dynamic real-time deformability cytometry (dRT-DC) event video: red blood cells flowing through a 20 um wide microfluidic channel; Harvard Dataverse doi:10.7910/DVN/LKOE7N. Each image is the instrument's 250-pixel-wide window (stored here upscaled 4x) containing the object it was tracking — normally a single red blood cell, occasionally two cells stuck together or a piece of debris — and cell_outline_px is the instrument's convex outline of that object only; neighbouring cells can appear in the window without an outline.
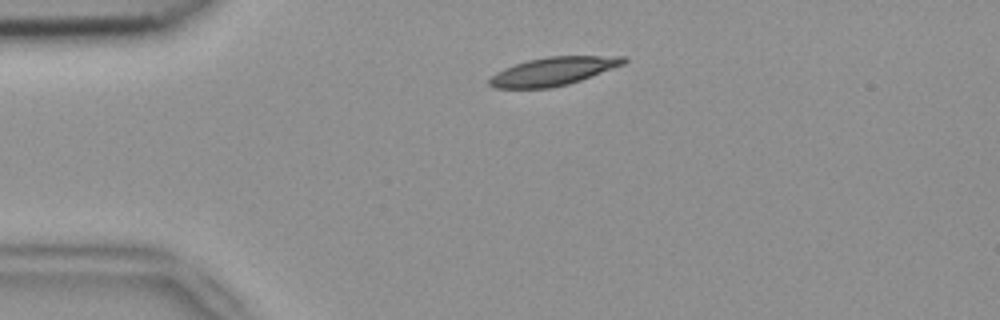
{"species": "common noctule bat (a hibernating species)", "species_latin": "Nyctalus noctula", "temperature_condition": "room temperature", "stored_images_in_passage": 8, "camera_frame_rate_fps": 3000, "um_per_image_px": 0.085, "animal": {"sex": "female", "body_mass_g": 18.4}, "frame": {"image": 1, "passage_image": 3, "time_ms": 0.667, "image_size_px": [1000, 320], "cell_outline_px": [[628, 60], [624, 64], [580, 80], [568, 84], [552, 88], [496, 88], [488, 84], [488, 80], [496, 72], [504, 68], [528, 60], [548, 56], [628, 56]], "centroid_in_image_um": [47.03, 6.05], "position_along_channel_um": 38.0, "area_um2": 22.02}}
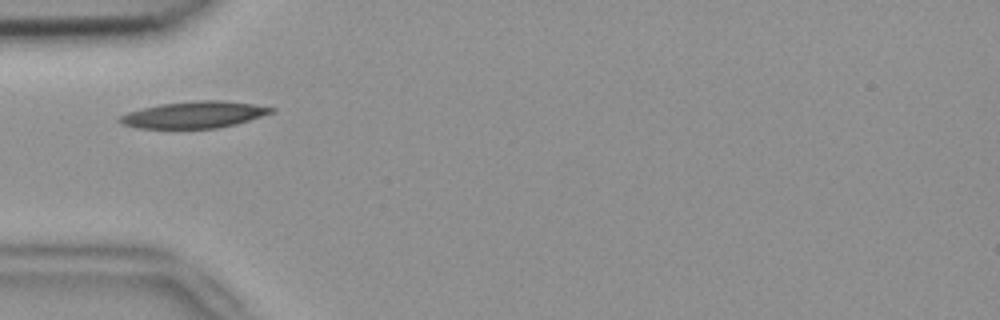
{"frame": {"image": 2, "passage_image": 8, "time_ms": 2.333, "image_size_px": [1000, 320], "cell_outline_px": [[276, 112], [236, 124], [216, 128], [136, 128], [124, 124], [116, 120], [120, 116], [128, 112], [140, 108], [160, 104], [196, 100], [224, 100], [252, 104], [276, 108]], "centroid_in_image_um": [16.51, 9.74], "position_along_channel_um": 68.5, "area_um2": 23.64}}